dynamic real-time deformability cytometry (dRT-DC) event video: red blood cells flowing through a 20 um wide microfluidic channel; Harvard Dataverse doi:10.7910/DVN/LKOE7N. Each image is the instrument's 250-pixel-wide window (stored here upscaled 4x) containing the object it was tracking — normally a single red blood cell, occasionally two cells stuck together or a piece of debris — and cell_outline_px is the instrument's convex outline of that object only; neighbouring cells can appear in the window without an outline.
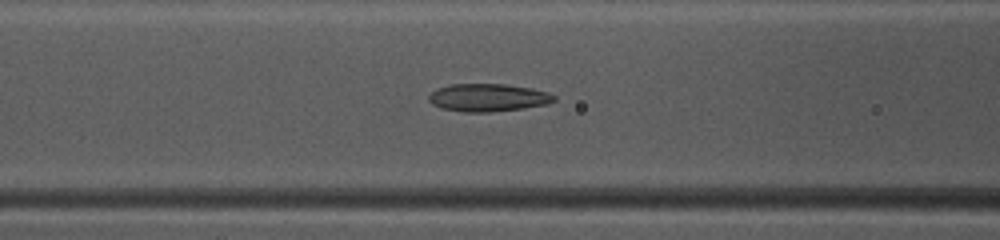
{"species": "common noctule bat (a hibernating species)", "species_latin": "Nyctalus noctula", "temperature_condition": "warm", "stored_images_in_passage": 33, "camera_frame_rate_fps": 3000, "um_per_image_px": 0.085, "animal": {"sex": "female", "body_mass_g": 10.0, "forearm_length_mm": 53.1}, "frame": {"image": 1, "passage_image": 5, "time_ms": 1.333, "image_size_px": [1000, 240], "cell_outline_px": [[556, 100], [548, 104], [524, 108], [488, 112], [464, 112], [440, 108], [432, 104], [428, 100], [428, 96], [436, 88], [448, 84], [504, 84], [532, 88], [548, 92], [556, 96]], "centroid_in_image_um": [41.47, 8.29], "position_along_channel_um": 125.1, "area_um2": 20.46}}
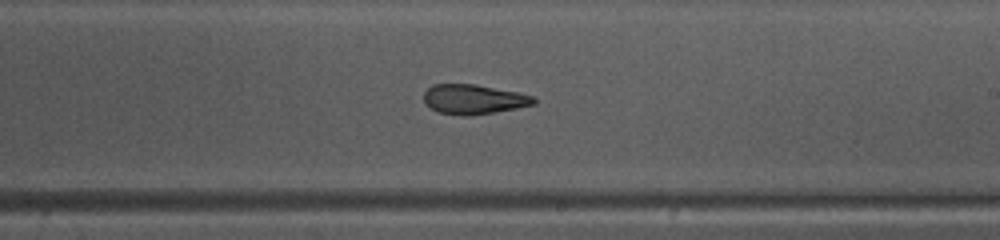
{"frame": {"image": 2, "passage_image": 14, "time_ms": 4.333, "image_size_px": [1000, 240], "cell_outline_px": [[536, 104], [516, 108], [468, 116], [436, 112], [424, 100], [424, 92], [432, 84], [476, 84], [536, 96]], "centroid_in_image_um": [40.28, 8.43], "position_along_channel_um": 248.7, "area_um2": 18.9}}
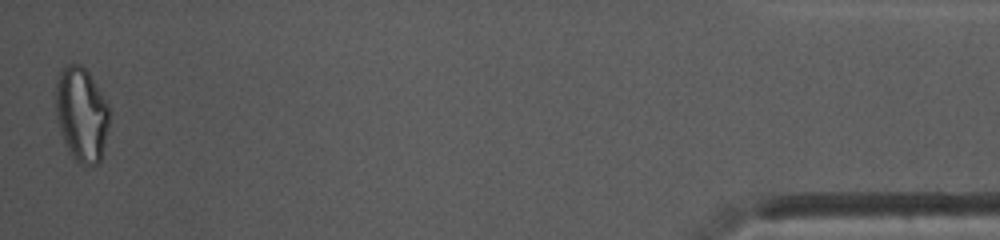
{"frame": {"image": 3, "passage_image": 33, "time_ms": 10.667, "image_size_px": [1000, 240], "cell_outline_px": [[112, 112], [100, 160], [96, 164], [80, 164], [68, 152], [60, 132], [56, 116], [56, 80], [64, 64], [80, 64], [88, 72], [108, 104]], "centroid_in_image_um": [6.93, 9.7], "position_along_channel_um": 428.3, "area_um2": 29.59}, "authors_computed_cell_mechanics": {"area_um2": 20.0566, "velocity_mm_per_s": 4.1156, "shape_relaxation_time_tau1_ms": null, "shape_relaxation_time_tau2_ms": 2.2364, "deformation_change_tau1": null, "deformation_change_tau2": 0.1019}}